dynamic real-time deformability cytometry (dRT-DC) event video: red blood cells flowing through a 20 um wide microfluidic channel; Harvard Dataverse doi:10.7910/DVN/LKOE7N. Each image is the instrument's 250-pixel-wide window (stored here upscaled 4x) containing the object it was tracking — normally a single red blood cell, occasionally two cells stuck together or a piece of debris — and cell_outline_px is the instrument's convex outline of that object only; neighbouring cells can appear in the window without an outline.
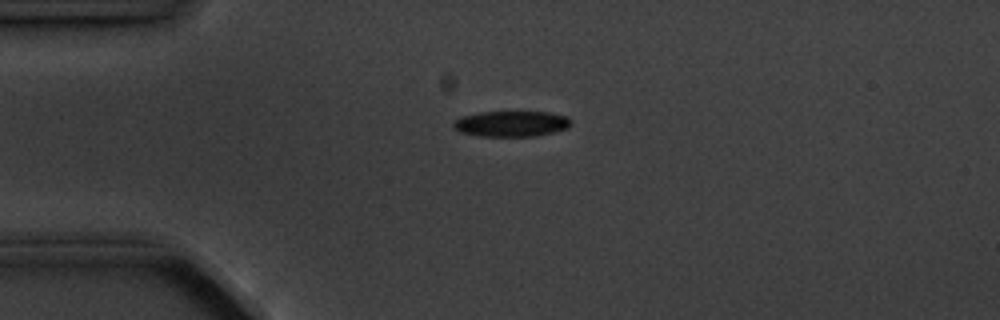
{"species": "common noctule bat (a hibernating species)", "species_latin": "Nyctalus noctula", "temperature_condition": "cold", "stored_images_in_passage": 5, "camera_frame_rate_fps": 3000, "um_per_image_px": 0.085, "animal": {"sex": "male", "body_mass_g": 20.1, "forearm_length_mm": 53.5}, "frame": {"image": 1, "passage_image": 4, "time_ms": 3.667, "image_size_px": [1000, 320], "cell_outline_px": [[572, 124], [568, 128], [536, 136], [480, 136], [460, 132], [452, 128], [452, 124], [456, 120], [464, 116], [480, 112], [548, 112], [568, 116], [572, 120]], "centroid_in_image_um": [43.49, 10.52], "position_along_channel_um": 41.5, "area_um2": 17.63}}